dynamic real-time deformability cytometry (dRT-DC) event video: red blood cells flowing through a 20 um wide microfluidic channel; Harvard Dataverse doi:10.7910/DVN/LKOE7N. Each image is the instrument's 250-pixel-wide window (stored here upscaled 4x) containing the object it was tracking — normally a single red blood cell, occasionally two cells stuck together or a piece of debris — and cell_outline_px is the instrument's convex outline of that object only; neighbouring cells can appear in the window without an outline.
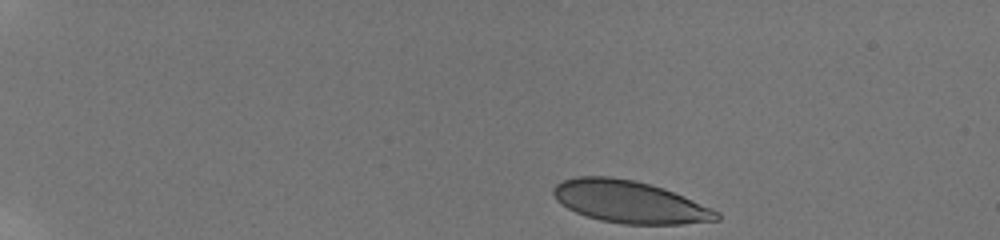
{"species": "human", "species_latin": "Homo sapiens", "temperature_condition": "room temperature", "stored_images_in_passage": 29, "camera_frame_rate_fps": 3000, "um_per_image_px": 0.085, "donor": {"sex": "male"}, "frame": {"image": 1, "passage_image": 1, "time_ms": 0.0, "image_size_px": [1000, 240], "cell_outline_px": [[720, 220], [680, 224], [624, 224], [600, 220], [576, 212], [568, 208], [556, 200], [552, 192], [552, 188], [556, 184], [564, 180], [576, 176], [612, 176], [636, 180], [664, 188], [684, 196], [720, 212]], "centroid_in_image_um": [53.51, 17.15], "position_along_channel_um": 31.5, "area_um2": 40.23}}
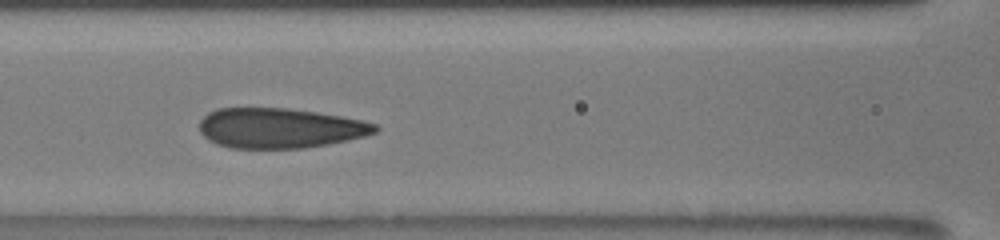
{"frame": {"image": 2, "passage_image": 14, "time_ms": 6.0, "image_size_px": [1000, 240], "cell_outline_px": [[380, 128], [376, 132], [364, 136], [348, 140], [328, 144], [304, 148], [232, 148], [216, 144], [208, 140], [200, 132], [200, 120], [208, 112], [216, 108], [288, 108], [316, 112], [364, 120], [376, 124]], "centroid_in_image_um": [23.78, 10.88], "position_along_channel_um": 142.8, "area_um2": 41.15}}
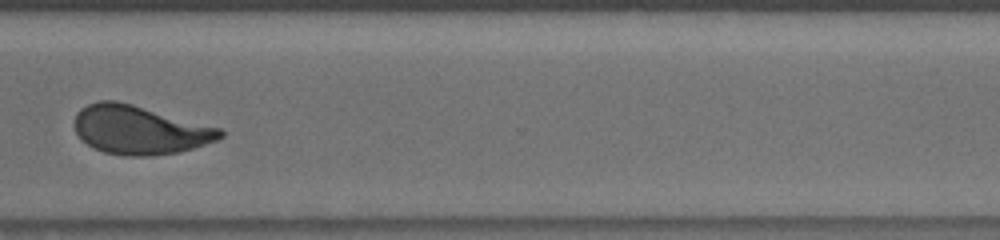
{"frame": {"image": 3, "passage_image": 25, "time_ms": 11.667, "image_size_px": [1000, 240], "cell_outline_px": [[224, 136], [216, 140], [180, 152], [148, 156], [124, 156], [104, 152], [92, 148], [76, 132], [76, 112], [80, 108], [88, 104], [100, 100], [116, 100], [132, 104], [220, 128], [224, 132]], "centroid_in_image_um": [11.85, 11.04], "position_along_channel_um": 358.7, "area_um2": 41.04}, "authors_computed_cell_mechanics": {"area_um2": 41.1536, "velocity_mm_per_s": 3.8239, "shape_relaxation_time_tau1_ms": 6.3678, "shape_relaxation_time_tau2_ms": 0.7795, "deformation_change_tau1": 0.1879, "deformation_change_tau2": 0.0736}}